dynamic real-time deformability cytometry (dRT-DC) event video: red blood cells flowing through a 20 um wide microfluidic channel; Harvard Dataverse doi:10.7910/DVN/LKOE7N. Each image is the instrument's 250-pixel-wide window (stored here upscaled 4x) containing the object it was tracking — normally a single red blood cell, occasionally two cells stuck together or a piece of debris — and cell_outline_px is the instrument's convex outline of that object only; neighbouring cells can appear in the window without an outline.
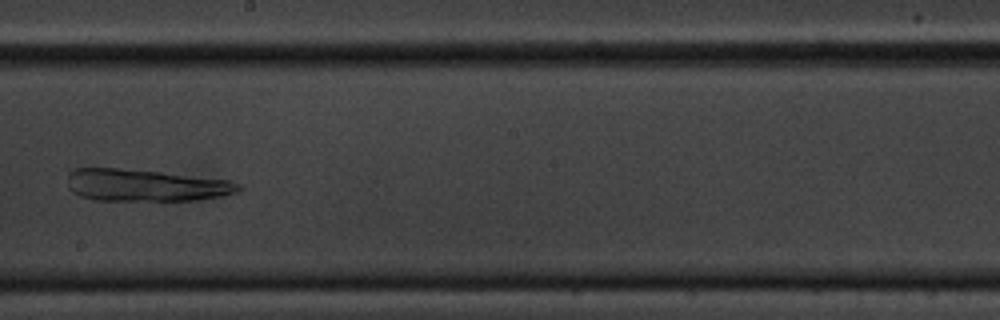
{"species": "common noctule bat (a hibernating species)", "species_latin": "Nyctalus noctula", "temperature_condition": "cold", "stored_images_in_passage": 12, "camera_frame_rate_fps": 3000, "um_per_image_px": 0.085, "animal": {"sex": "male", "body_mass_g": 20.1, "forearm_length_mm": 53.5}, "frame": {"image": 1, "passage_image": 6, "time_ms": 6.0, "image_size_px": [1000, 320], "cell_outline_px": [[244, 188], [240, 192], [200, 200], [92, 200], [80, 196], [72, 192], [68, 188], [68, 172], [76, 168], [116, 168], [160, 172], [232, 180], [240, 184]], "centroid_in_image_um": [12.4, 15.75], "position_along_channel_um": 235.8, "area_um2": 32.19}}
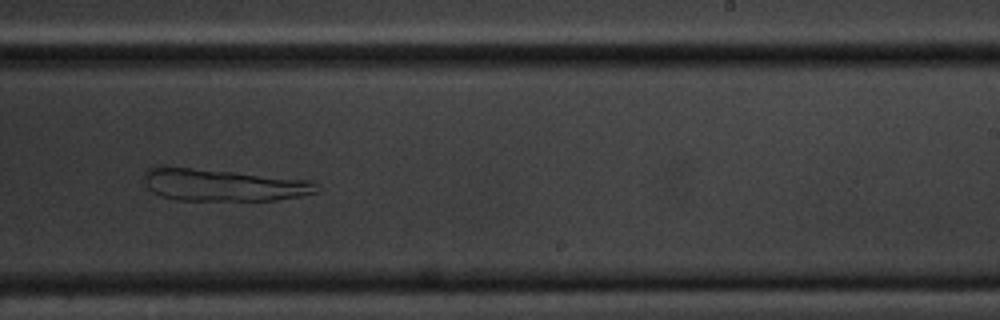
{"frame": {"image": 2, "passage_image": 7, "time_ms": 7.0, "image_size_px": [1000, 320], "cell_outline_px": [[320, 188], [316, 192], [300, 196], [276, 200], [180, 200], [164, 196], [152, 192], [148, 188], [144, 176], [144, 172], [148, 168], [160, 164], [164, 164], [312, 180]], "centroid_in_image_um": [18.92, 15.69], "position_along_channel_um": 270.1, "area_um2": 32.83}}